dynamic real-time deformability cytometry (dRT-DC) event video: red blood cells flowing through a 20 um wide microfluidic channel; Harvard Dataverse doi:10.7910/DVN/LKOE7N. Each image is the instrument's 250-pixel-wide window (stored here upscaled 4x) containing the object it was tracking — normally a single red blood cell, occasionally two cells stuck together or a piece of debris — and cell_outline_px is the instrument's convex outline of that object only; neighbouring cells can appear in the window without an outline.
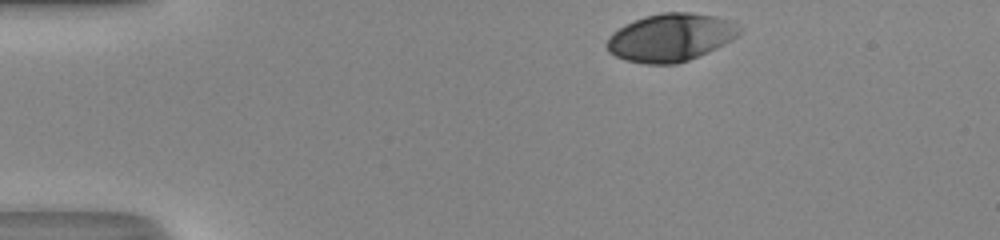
{"species": "human", "species_latin": "Homo sapiens", "temperature_condition": "room temperature", "stored_images_in_passage": 33, "camera_frame_rate_fps": 3000, "um_per_image_px": 0.085, "donor": {"sex": "male"}, "frame": {"image": 1, "passage_image": 1, "time_ms": 0.0, "image_size_px": [1000, 240], "cell_outline_px": [[740, 32], [732, 40], [708, 52], [688, 60], [676, 64], [644, 64], [624, 60], [608, 52], [604, 44], [612, 32], [624, 24], [644, 16], [660, 12], [692, 12], [712, 16], [728, 20], [740, 28]], "centroid_in_image_um": [56.93, 3.19], "position_along_channel_um": 28.1, "area_um2": 37.05}}
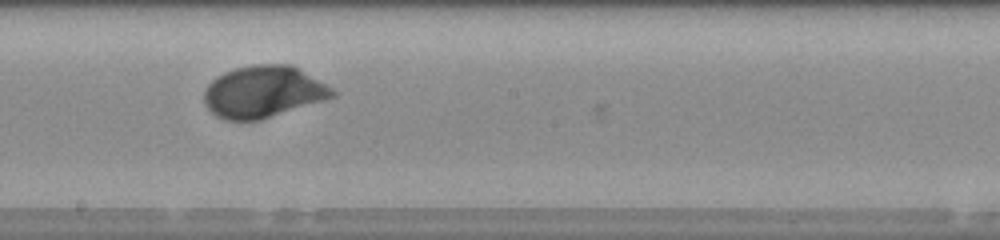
{"frame": {"image": 2, "passage_image": 21, "time_ms": 6.667, "image_size_px": [1000, 240], "cell_outline_px": [[336, 96], [324, 100], [260, 120], [224, 120], [216, 116], [204, 104], [204, 88], [216, 76], [224, 72], [236, 68], [252, 64], [292, 64], [332, 88], [336, 92]], "centroid_in_image_um": [22.35, 7.8], "position_along_channel_um": 225.8, "area_um2": 38.78}}
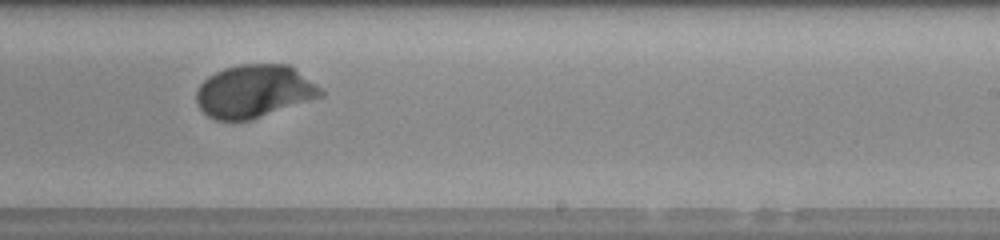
{"frame": {"image": 3, "passage_image": 24, "time_ms": 7.667, "image_size_px": [1000, 240], "cell_outline_px": [[324, 96], [252, 120], [216, 120], [208, 116], [200, 108], [196, 100], [196, 92], [200, 84], [208, 76], [224, 68], [240, 64], [288, 64], [316, 84], [324, 92]], "centroid_in_image_um": [21.61, 7.76], "position_along_channel_um": 267.4, "area_um2": 38.32}, "authors_computed_cell_mechanics": {"area_um2": 37.5122, "velocity_mm_per_s": 4.1722, "shape_relaxation_time_tau1_ms": 2.5692, "shape_relaxation_time_tau2_ms": null, "deformation_change_tau1": 0.1553, "deformation_change_tau2": null}}